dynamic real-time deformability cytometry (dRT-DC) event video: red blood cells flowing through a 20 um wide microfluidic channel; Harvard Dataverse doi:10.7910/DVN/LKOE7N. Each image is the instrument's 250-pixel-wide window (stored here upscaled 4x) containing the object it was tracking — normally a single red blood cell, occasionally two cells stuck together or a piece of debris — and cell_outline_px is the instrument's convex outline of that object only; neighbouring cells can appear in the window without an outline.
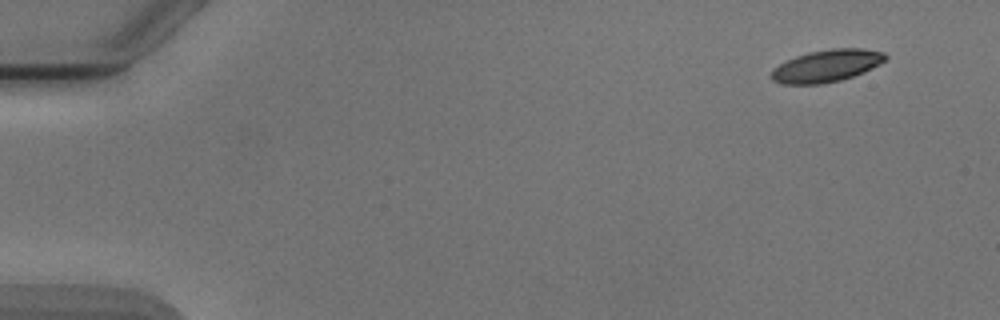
{"species": "Egyptian fruit bat (a non-hibernating species)", "species_latin": "Rousettus aegyptiacus", "temperature_condition": "cold", "stored_images_in_passage": 8, "camera_frame_rate_fps": 3000, "um_per_image_px": 0.085, "animal": {"sex": "male"}, "frame": {"image": 1, "passage_image": 1, "time_ms": 0.0, "image_size_px": [1000, 320], "cell_outline_px": [[888, 56], [880, 64], [864, 72], [840, 80], [820, 84], [780, 84], [772, 80], [772, 68], [796, 56], [808, 52], [832, 48], [864, 48], [884, 52]], "centroid_in_image_um": [70.27, 5.59], "position_along_channel_um": 14.7, "area_um2": 21.39}}
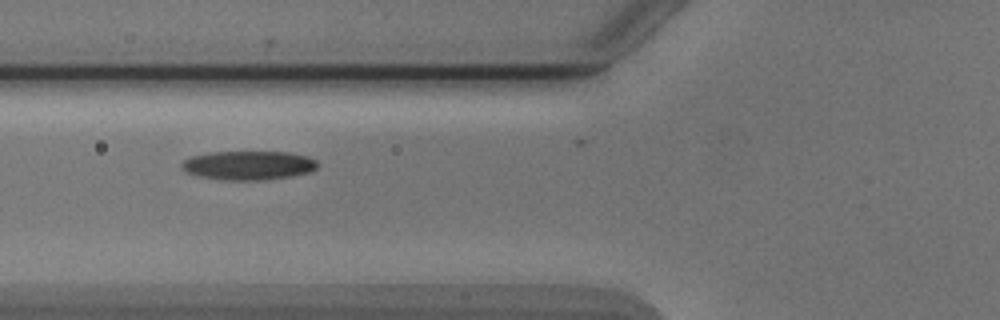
{"frame": {"image": 2, "passage_image": 6, "time_ms": 5.667, "image_size_px": [1000, 320], "cell_outline_px": [[320, 164], [312, 172], [292, 176], [264, 180], [220, 180], [196, 176], [184, 172], [180, 168], [180, 164], [184, 160], [192, 156], [208, 152], [288, 152], [308, 156], [316, 160]], "centroid_in_image_um": [21.1, 14.06], "position_along_channel_um": 104.7, "area_um2": 23.41}}
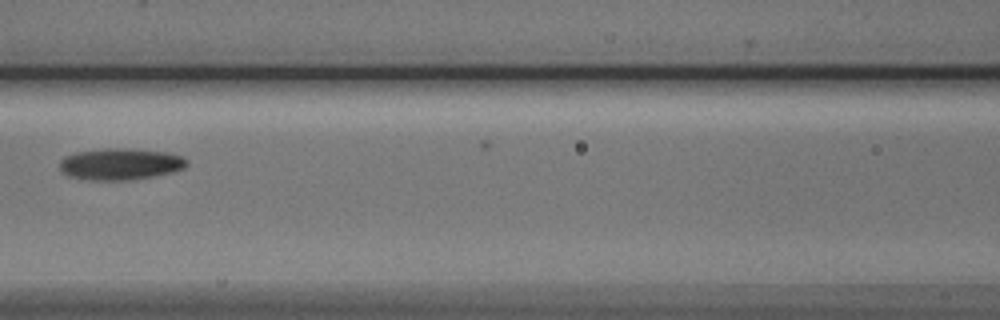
{"frame": {"image": 3, "passage_image": 7, "time_ms": 7.0, "image_size_px": [1000, 320], "cell_outline_px": [[188, 164], [184, 168], [172, 172], [132, 180], [96, 180], [68, 176], [60, 168], [60, 160], [64, 156], [76, 152], [104, 148], [124, 148], [168, 152], [184, 156], [188, 160]], "centroid_in_image_um": [10.26, 13.93], "position_along_channel_um": 156.3, "area_um2": 23.47}}